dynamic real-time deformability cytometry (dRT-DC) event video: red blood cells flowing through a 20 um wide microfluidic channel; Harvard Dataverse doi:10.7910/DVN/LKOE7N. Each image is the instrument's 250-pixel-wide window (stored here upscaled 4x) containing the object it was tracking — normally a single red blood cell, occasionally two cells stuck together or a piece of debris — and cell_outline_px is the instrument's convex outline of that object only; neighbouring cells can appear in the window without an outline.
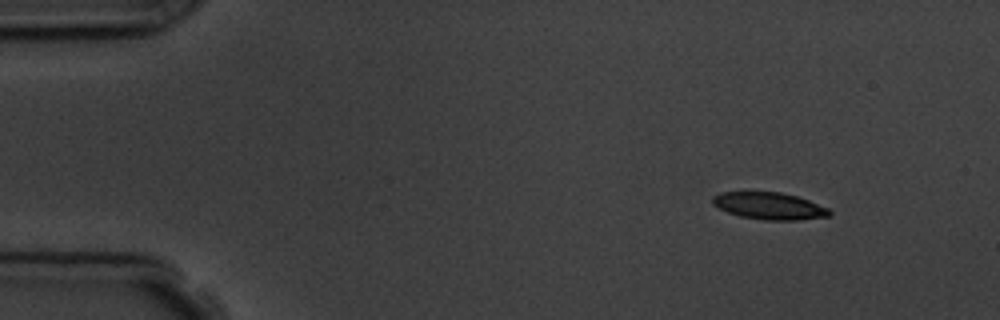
{"species": "common noctule bat (a hibernating species)", "species_latin": "Nyctalus noctula", "temperature_condition": "room temperature", "stored_images_in_passage": 4, "camera_frame_rate_fps": 3000, "um_per_image_px": 0.085, "animal": {"sex": "male", "body_mass_g": 19.5, "forearm_length_mm": 54.6}, "frame": {"image": 1, "passage_image": 1, "time_ms": 0.0, "image_size_px": [1000, 320], "cell_outline_px": [[832, 212], [828, 216], [800, 220], [764, 220], [740, 216], [728, 212], [712, 204], [712, 196], [720, 192], [780, 192], [796, 196], [808, 200], [828, 208]], "centroid_in_image_um": [65.38, 17.5], "position_along_channel_um": 19.6, "area_um2": 18.32}}
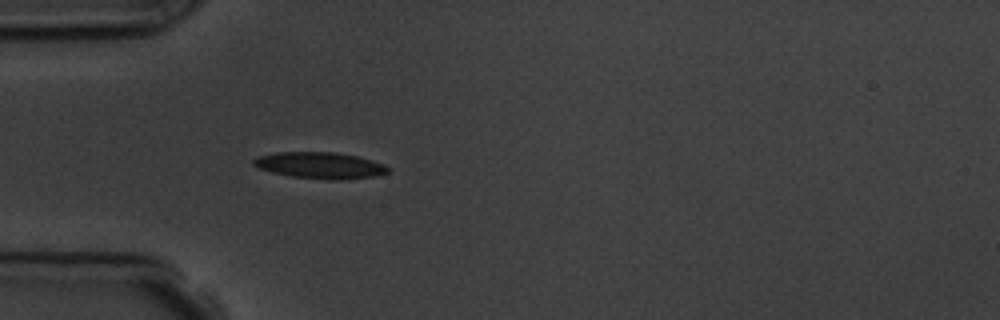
{"frame": {"image": 2, "passage_image": 4, "time_ms": 3.333, "image_size_px": [1000, 320], "cell_outline_px": [[388, 172], [376, 176], [332, 180], [292, 176], [272, 172], [260, 168], [252, 164], [252, 160], [256, 156], [276, 152], [332, 152], [356, 156], [372, 160], [384, 164], [388, 168]], "centroid_in_image_um": [27.17, 14.04], "position_along_channel_um": 57.8, "area_um2": 20.46}}